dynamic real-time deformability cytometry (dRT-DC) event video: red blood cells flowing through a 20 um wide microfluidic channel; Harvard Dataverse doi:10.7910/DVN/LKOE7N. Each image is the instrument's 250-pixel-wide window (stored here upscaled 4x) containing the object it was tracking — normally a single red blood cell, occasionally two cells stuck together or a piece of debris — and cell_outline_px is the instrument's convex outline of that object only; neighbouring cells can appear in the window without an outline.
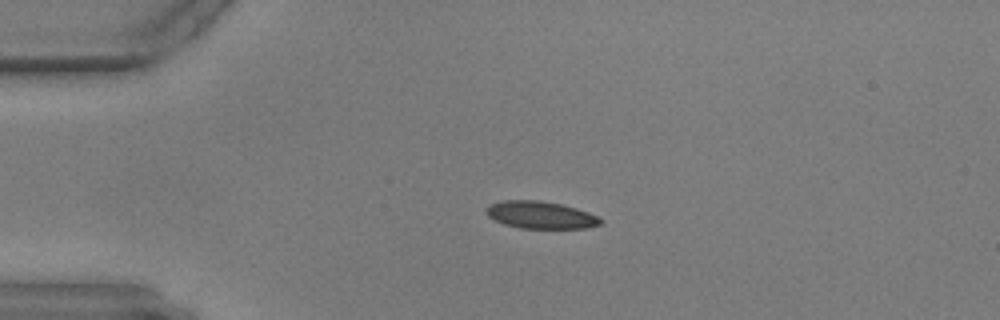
{"species": "common noctule bat (a hibernating species)", "species_latin": "Nyctalus noctula", "temperature_condition": "warm", "stored_images_in_passage": 46, "camera_frame_rate_fps": 3000, "um_per_image_px": 0.085, "animal": {"sex": "male", "body_mass_g": 17.9, "forearm_length_mm": 54.2}, "frame": {"image": 1, "passage_image": 1, "time_ms": 0.0, "image_size_px": [1000, 320], "cell_outline_px": [[604, 220], [600, 224], [588, 228], [520, 228], [504, 224], [488, 216], [484, 212], [484, 208], [488, 204], [504, 200], [540, 200], [560, 204], [576, 208], [588, 212]], "centroid_in_image_um": [45.91, 18.26], "position_along_channel_um": 39.1, "area_um2": 18.26}}
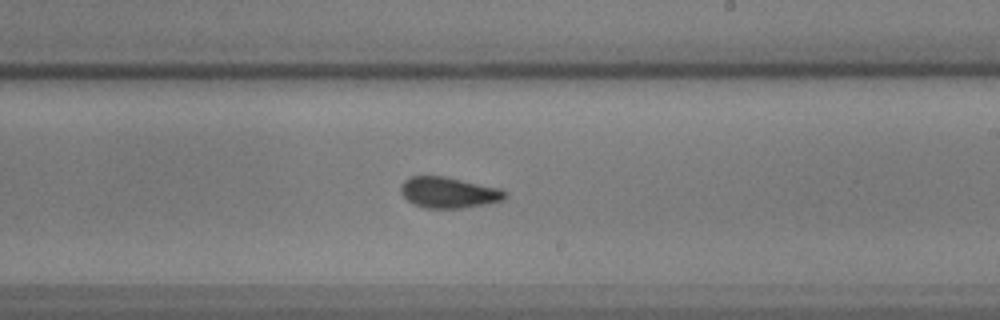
{"frame": {"image": 2, "passage_image": 22, "time_ms": 7.0, "image_size_px": [1000, 320], "cell_outline_px": [[508, 196], [504, 200], [488, 204], [460, 208], [428, 208], [416, 204], [408, 200], [400, 192], [400, 184], [404, 180], [412, 176], [444, 176], [500, 188], [508, 192]], "centroid_in_image_um": [38.18, 16.36], "position_along_channel_um": 250.8, "area_um2": 18.84}}
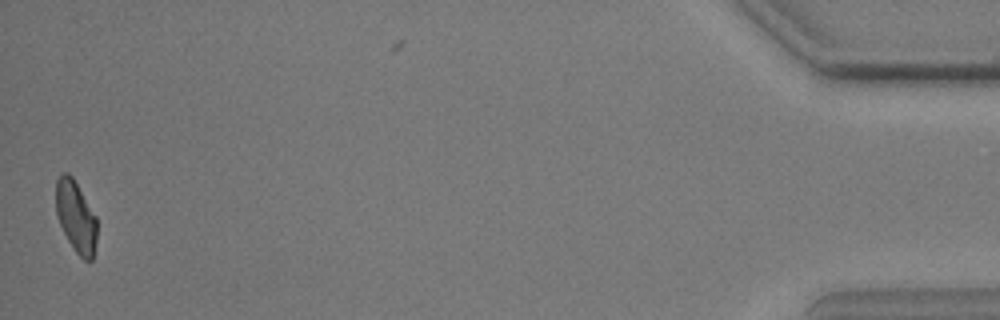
{"frame": {"image": 3, "passage_image": 45, "time_ms": 14.667, "image_size_px": [1000, 320], "cell_outline_px": [[96, 240], [92, 260], [84, 260], [72, 248], [56, 216], [56, 180], [60, 172], [68, 172], [72, 176], [96, 216]], "centroid_in_image_um": [6.43, 18.39], "position_along_channel_um": 428.8, "area_um2": 17.05}}